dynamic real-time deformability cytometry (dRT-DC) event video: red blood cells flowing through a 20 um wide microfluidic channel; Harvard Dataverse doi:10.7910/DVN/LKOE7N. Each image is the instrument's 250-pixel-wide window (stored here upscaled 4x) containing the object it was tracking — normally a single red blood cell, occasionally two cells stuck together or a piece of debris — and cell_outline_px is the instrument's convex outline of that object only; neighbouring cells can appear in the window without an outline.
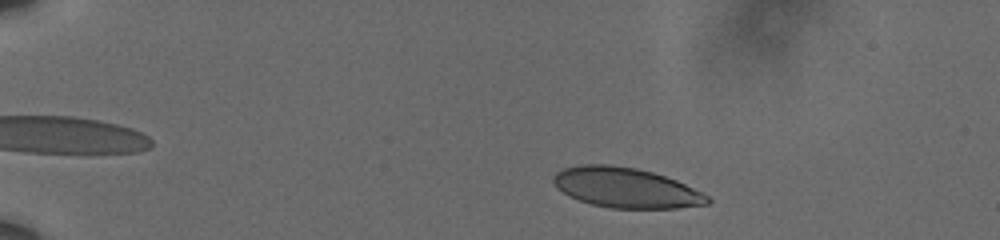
{"species": "human", "species_latin": "Homo sapiens", "temperature_condition": "cold", "stored_images_in_passage": 52, "camera_frame_rate_fps": 3000, "um_per_image_px": 0.085, "donor": {"sex": "male"}, "frame": {"image": 1, "passage_image": 5, "time_ms": 1.333, "image_size_px": [1000, 240], "cell_outline_px": [[712, 200], [708, 204], [676, 208], [612, 208], [592, 204], [580, 200], [556, 188], [552, 180], [552, 176], [556, 172], [564, 168], [580, 164], [608, 164], [636, 168], [652, 172], [676, 180], [708, 196]], "centroid_in_image_um": [53.17, 15.95], "position_along_channel_um": 31.8, "area_um2": 35.72}}
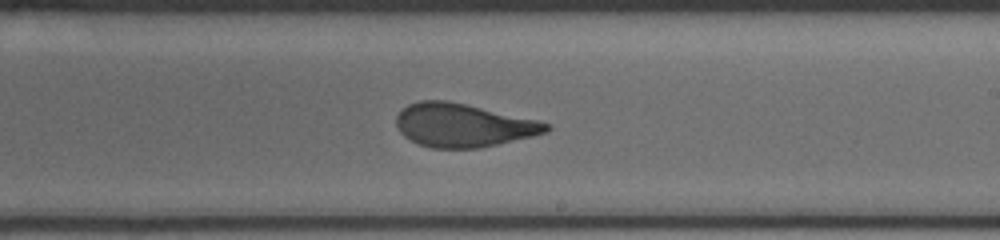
{"frame": {"image": 2, "passage_image": 31, "time_ms": 10.0, "image_size_px": [1000, 240], "cell_outline_px": [[552, 128], [548, 132], [532, 136], [480, 148], [432, 148], [420, 144], [404, 136], [400, 132], [396, 124], [396, 116], [408, 104], [420, 100], [448, 100], [540, 120], [552, 124]], "centroid_in_image_um": [39.4, 10.64], "position_along_channel_um": 249.6, "area_um2": 38.03}}
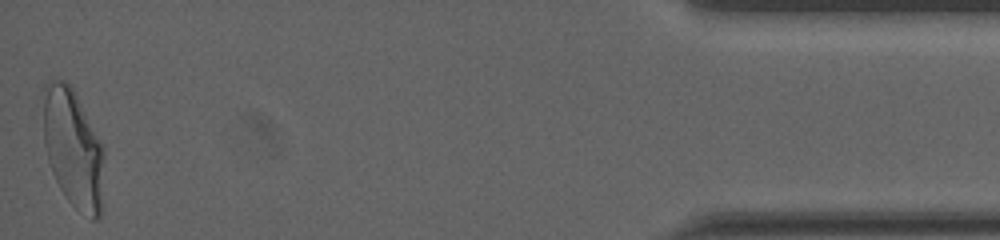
{"frame": {"image": 3, "passage_image": 52, "time_ms": 17.0, "image_size_px": [1000, 240], "cell_outline_px": [[104, 156], [100, 216], [96, 220], [92, 220], [76, 208], [68, 200], [60, 188], [52, 172], [48, 160], [44, 144], [44, 84], [48, 80], [64, 80], [72, 88], [104, 148]], "centroid_in_image_um": [6.21, 12.63], "position_along_channel_um": 429.0, "area_um2": 41.62}, "authors_computed_cell_mechanics": {"area_um2": 38.4081, "velocity_mm_per_s": 3.5964, "shape_relaxation_time_tau1_ms": 5.2003, "shape_relaxation_time_tau2_ms": 0.9757, "deformation_change_tau1": 0.1865, "deformation_change_tau2": 0.0641}}